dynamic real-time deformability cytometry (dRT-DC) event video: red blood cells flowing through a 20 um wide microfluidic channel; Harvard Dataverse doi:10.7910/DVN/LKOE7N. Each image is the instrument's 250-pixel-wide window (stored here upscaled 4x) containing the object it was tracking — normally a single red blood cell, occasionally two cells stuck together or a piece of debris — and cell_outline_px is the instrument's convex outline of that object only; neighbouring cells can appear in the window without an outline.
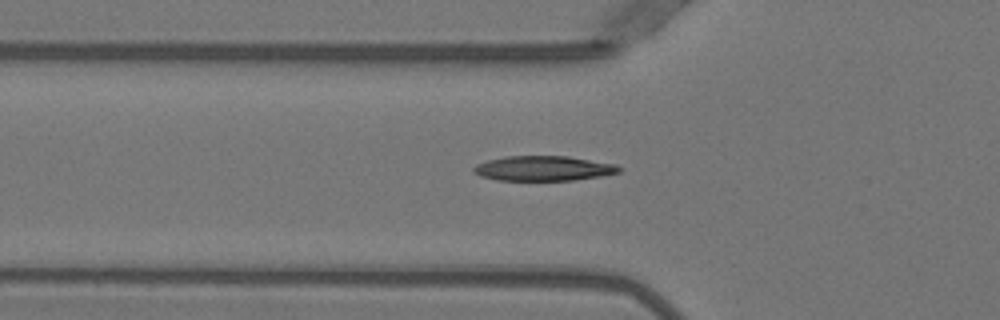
{"species": "Egyptian fruit bat (a non-hibernating species)", "species_latin": "Rousettus aegyptiacus", "temperature_condition": "warm", "stored_images_in_passage": 40, "camera_frame_rate_fps": 3000, "um_per_image_px": 0.085, "animal": {"sex": "female"}, "frame": {"image": 1, "passage_image": 11, "time_ms": 3.333, "image_size_px": [1000, 320], "cell_outline_px": [[624, 168], [620, 172], [600, 176], [572, 180], [496, 180], [480, 176], [472, 172], [472, 168], [476, 164], [488, 160], [504, 156], [568, 156], [616, 164]], "centroid_in_image_um": [46.18, 14.31], "position_along_channel_um": 79.6, "area_um2": 21.21}}
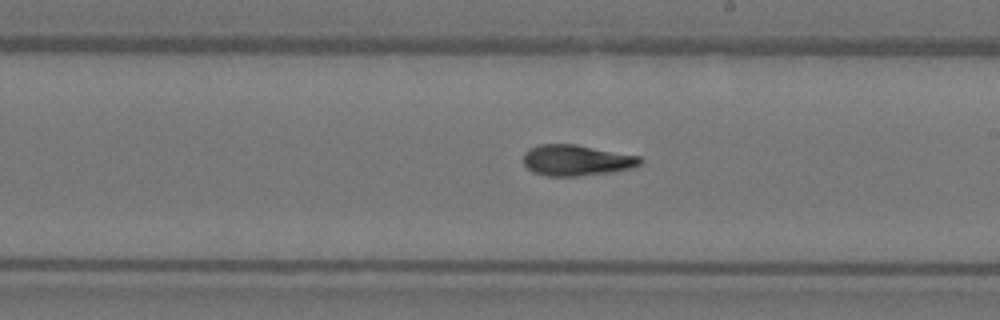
{"frame": {"image": 2, "passage_image": 23, "time_ms": 7.333, "image_size_px": [1000, 320], "cell_outline_px": [[644, 160], [640, 164], [632, 168], [616, 172], [576, 176], [548, 176], [532, 172], [524, 164], [524, 152], [528, 148], [540, 144], [576, 144], [640, 156]], "centroid_in_image_um": [49.01, 13.62], "position_along_channel_um": 240.0, "area_um2": 21.27}}
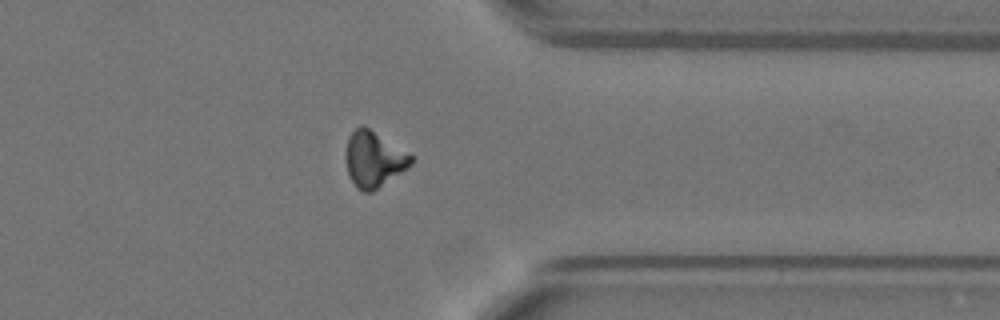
{"frame": {"image": 3, "passage_image": 34, "time_ms": 11.0, "image_size_px": [1000, 320], "cell_outline_px": [[412, 164], [372, 192], [364, 192], [356, 188], [348, 172], [344, 156], [348, 136], [360, 124], [368, 128], [412, 156]], "centroid_in_image_um": [31.71, 13.54], "position_along_channel_um": 379.7, "area_um2": 20.75}}